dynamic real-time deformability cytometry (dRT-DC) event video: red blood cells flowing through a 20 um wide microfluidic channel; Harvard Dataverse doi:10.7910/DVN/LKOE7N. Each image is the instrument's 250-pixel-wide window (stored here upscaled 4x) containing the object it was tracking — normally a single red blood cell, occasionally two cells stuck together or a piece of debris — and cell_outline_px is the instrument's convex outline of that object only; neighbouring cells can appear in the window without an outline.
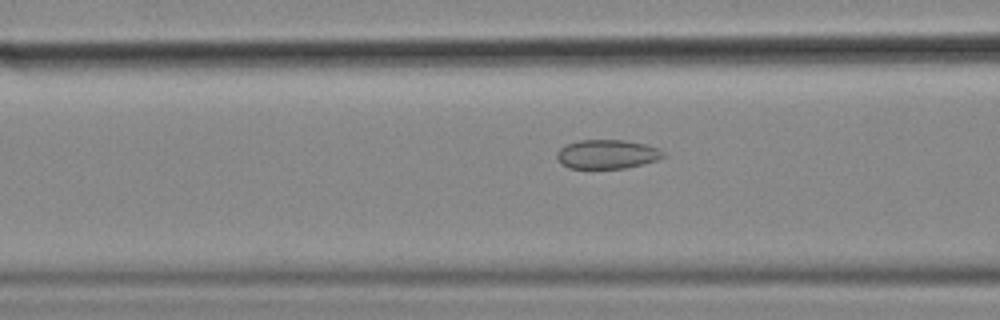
{"species": "common noctule bat (a hibernating species)", "species_latin": "Nyctalus noctula", "temperature_condition": "cold", "stored_images_in_passage": 41, "camera_frame_rate_fps": 3000, "um_per_image_px": 0.085, "animal": {"sex": "female", "body_mass_g": 18.4}, "frame": {"image": 1, "passage_image": 12, "time_ms": 3.667, "image_size_px": [1000, 320], "cell_outline_px": [[664, 156], [656, 160], [624, 168], [568, 168], [560, 164], [556, 156], [556, 152], [560, 148], [568, 144], [580, 140], [624, 140], [644, 144], [656, 148], [664, 152]], "centroid_in_image_um": [51.54, 13.11], "position_along_channel_um": 115.1, "area_um2": 17.8}}
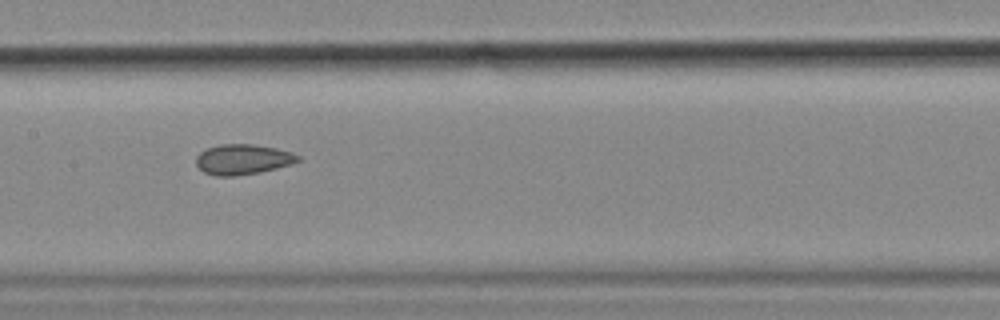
{"frame": {"image": 2, "passage_image": 18, "time_ms": 5.667, "image_size_px": [1000, 320], "cell_outline_px": [[300, 160], [292, 164], [260, 172], [232, 176], [216, 176], [204, 172], [196, 164], [196, 156], [200, 152], [208, 148], [220, 144], [256, 144], [276, 148], [292, 152], [300, 156]], "centroid_in_image_um": [20.65, 13.54], "position_along_channel_um": 186.7, "area_um2": 17.98}}
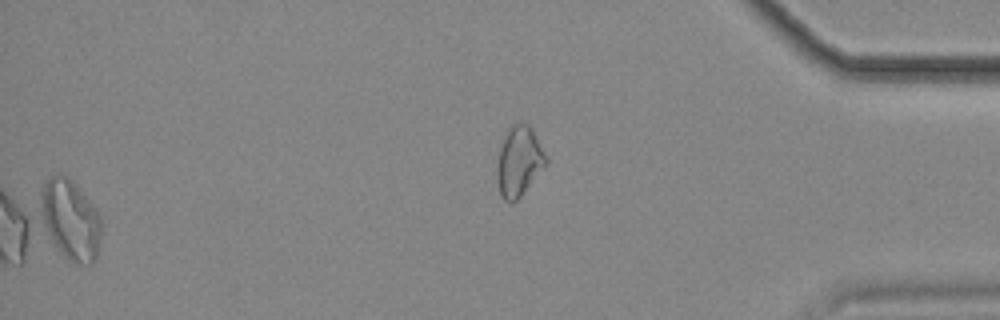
{"frame": {"image": 3, "passage_image": 37, "time_ms": 12.0, "image_size_px": [1000, 320], "cell_outline_px": [[548, 160], [520, 196], [512, 204], [504, 200], [500, 196], [496, 172], [496, 168], [500, 148], [508, 128], [512, 124], [528, 124], [532, 128], [548, 156]], "centroid_in_image_um": [44.1, 13.71], "position_along_channel_um": 391.1, "area_um2": 19.71}, "authors_computed_cell_mechanics": {"area_um2": 18.2648, "velocity_mm_per_s": 3.583, "shape_relaxation_time_tau1_ms": null, "shape_relaxation_time_tau2_ms": 3.2862, "deformation_change_tau1": null, "deformation_change_tau2": 0.0951}}